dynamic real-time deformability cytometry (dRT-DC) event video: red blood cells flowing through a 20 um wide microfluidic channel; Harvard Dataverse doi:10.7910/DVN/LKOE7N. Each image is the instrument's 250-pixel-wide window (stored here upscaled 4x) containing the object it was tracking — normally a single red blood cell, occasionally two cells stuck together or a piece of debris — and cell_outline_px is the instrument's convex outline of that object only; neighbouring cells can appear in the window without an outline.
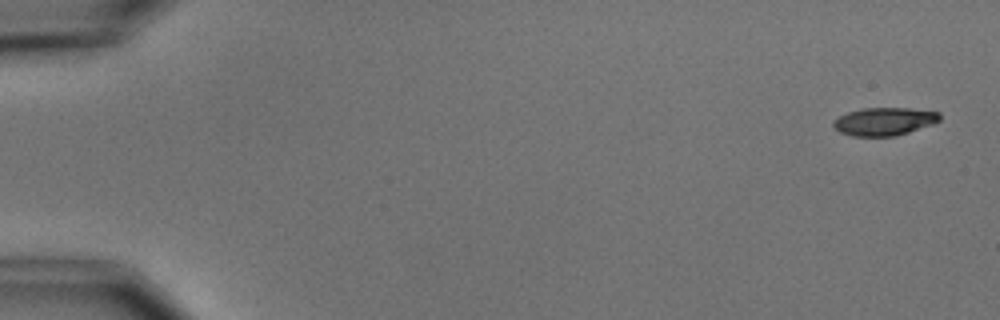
{"species": "common noctule bat (a hibernating species)", "species_latin": "Nyctalus noctula", "temperature_condition": "cold", "stored_images_in_passage": 6, "camera_frame_rate_fps": 3000, "um_per_image_px": 0.085, "animal": {"sex": "male", "body_mass_g": 15.6}, "frame": {"image": 1, "passage_image": 1, "time_ms": 0.0, "image_size_px": [1000, 320], "cell_outline_px": [[940, 120], [932, 124], [896, 136], [852, 136], [840, 132], [832, 124], [840, 116], [848, 112], [864, 108], [908, 108], [940, 112]], "centroid_in_image_um": [75.18, 10.32], "position_along_channel_um": 9.8, "area_um2": 17.11}}
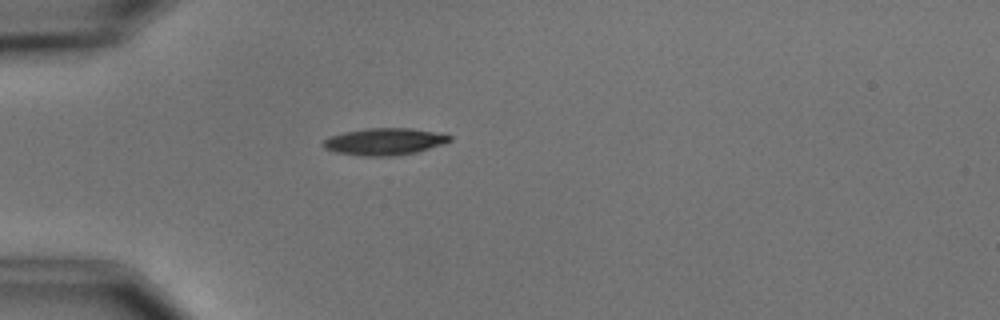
{"frame": {"image": 2, "passage_image": 5, "time_ms": 4.667, "image_size_px": [1000, 320], "cell_outline_px": [[452, 140], [444, 144], [416, 152], [392, 156], [360, 156], [336, 152], [324, 148], [320, 144], [328, 136], [344, 132], [364, 128], [412, 128], [452, 136]], "centroid_in_image_um": [32.63, 12.03], "position_along_channel_um": 52.4, "area_um2": 19.94}}